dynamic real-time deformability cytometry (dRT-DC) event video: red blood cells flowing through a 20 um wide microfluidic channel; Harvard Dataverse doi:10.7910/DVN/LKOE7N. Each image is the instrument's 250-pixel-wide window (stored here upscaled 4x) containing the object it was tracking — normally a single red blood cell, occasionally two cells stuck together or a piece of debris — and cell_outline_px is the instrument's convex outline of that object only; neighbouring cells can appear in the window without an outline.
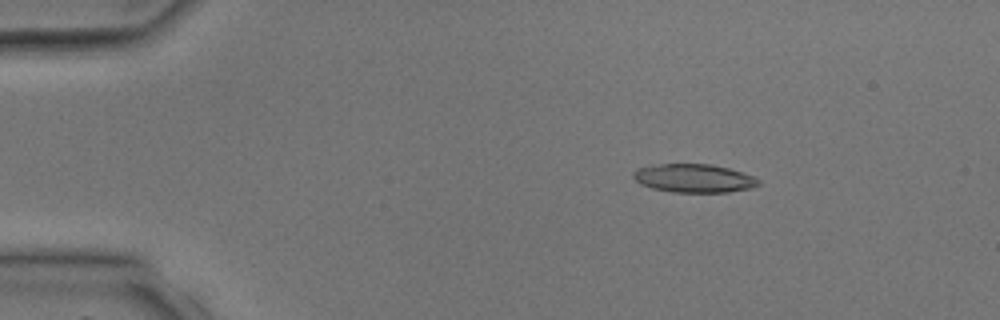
{"species": "common noctule bat (a hibernating species)", "species_latin": "Nyctalus noctula", "temperature_condition": "room temperature", "stored_images_in_passage": 4, "camera_frame_rate_fps": 3000, "um_per_image_px": 0.085, "animal": {"sex": "male", "body_mass_g": 17.9, "forearm_length_mm": 54.2}, "frame": {"image": 1, "passage_image": 2, "time_ms": 1.333, "image_size_px": [1000, 320], "cell_outline_px": [[760, 184], [752, 188], [728, 192], [672, 192], [652, 188], [640, 184], [632, 176], [632, 172], [636, 168], [660, 164], [712, 164], [728, 168], [752, 176], [760, 180]], "centroid_in_image_um": [58.96, 15.15], "position_along_channel_um": 26.0, "area_um2": 20.75}}
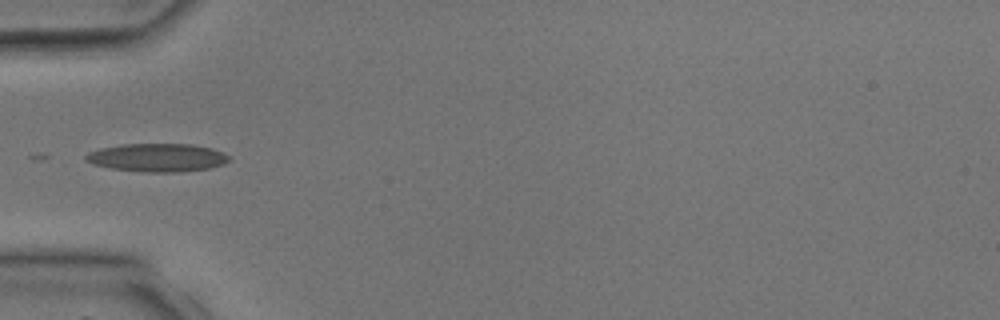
{"frame": {"image": 2, "passage_image": 4, "time_ms": 3.667, "image_size_px": [1000, 320], "cell_outline_px": [[232, 160], [224, 164], [212, 168], [180, 172], [148, 172], [112, 168], [92, 164], [84, 160], [84, 156], [88, 152], [100, 148], [120, 144], [192, 144], [212, 148], [224, 152], [232, 156]], "centroid_in_image_um": [13.43, 13.39], "position_along_channel_um": 71.6, "area_um2": 23.93}}